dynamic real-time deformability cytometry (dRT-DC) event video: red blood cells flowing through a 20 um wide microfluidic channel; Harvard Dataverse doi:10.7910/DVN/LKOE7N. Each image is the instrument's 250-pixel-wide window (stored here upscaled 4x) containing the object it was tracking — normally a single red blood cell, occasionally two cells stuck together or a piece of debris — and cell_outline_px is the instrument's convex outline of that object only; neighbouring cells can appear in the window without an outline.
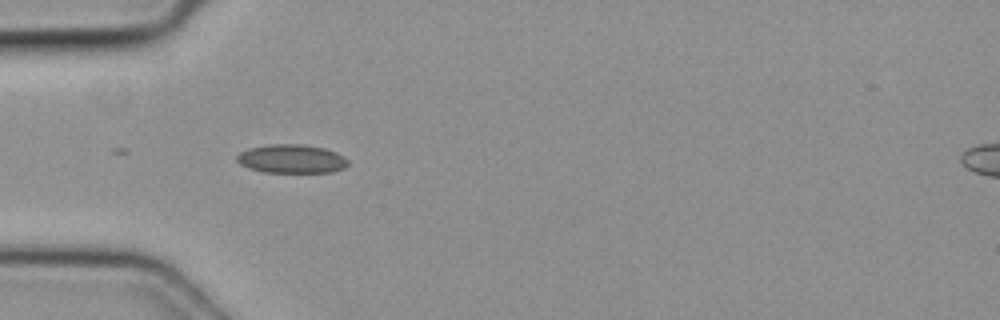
{"species": "common noctule bat (a hibernating species)", "species_latin": "Nyctalus noctula", "temperature_condition": "cold", "stored_images_in_passage": 5, "camera_frame_rate_fps": 3000, "um_per_image_px": 0.085, "animal": {"sex": "female", "body_mass_g": 19.3, "forearm_length_mm": 54.1}, "frame": {"image": 1, "passage_image": 4, "time_ms": 1.0, "image_size_px": [1000, 320], "cell_outline_px": [[348, 164], [344, 168], [332, 172], [264, 172], [248, 168], [240, 164], [236, 160], [236, 156], [240, 152], [248, 148], [268, 144], [304, 144], [324, 148], [336, 152], [344, 156], [348, 160]], "centroid_in_image_um": [24.77, 13.49], "position_along_channel_um": 60.2, "area_um2": 18.73}}
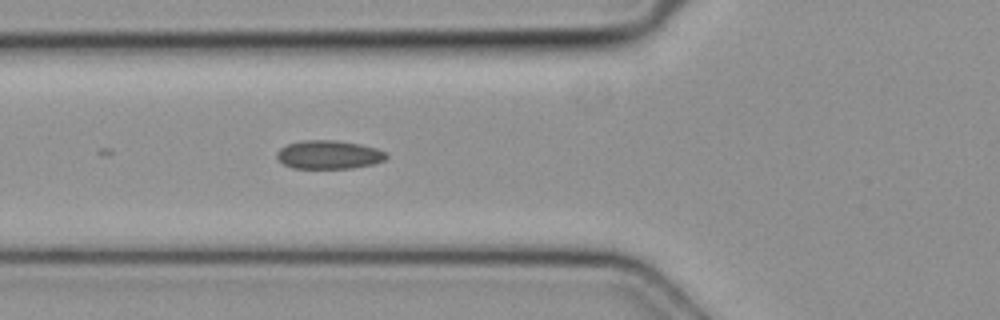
{"frame": {"image": 2, "passage_image": 5, "time_ms": 1.333, "image_size_px": [1000, 320], "cell_outline_px": [[388, 156], [384, 160], [372, 164], [352, 168], [292, 168], [284, 164], [276, 156], [276, 152], [280, 148], [288, 144], [304, 140], [336, 140], [360, 144], [376, 148], [388, 152]], "centroid_in_image_um": [27.96, 13.14], "position_along_channel_um": 97.8, "area_um2": 18.21}}